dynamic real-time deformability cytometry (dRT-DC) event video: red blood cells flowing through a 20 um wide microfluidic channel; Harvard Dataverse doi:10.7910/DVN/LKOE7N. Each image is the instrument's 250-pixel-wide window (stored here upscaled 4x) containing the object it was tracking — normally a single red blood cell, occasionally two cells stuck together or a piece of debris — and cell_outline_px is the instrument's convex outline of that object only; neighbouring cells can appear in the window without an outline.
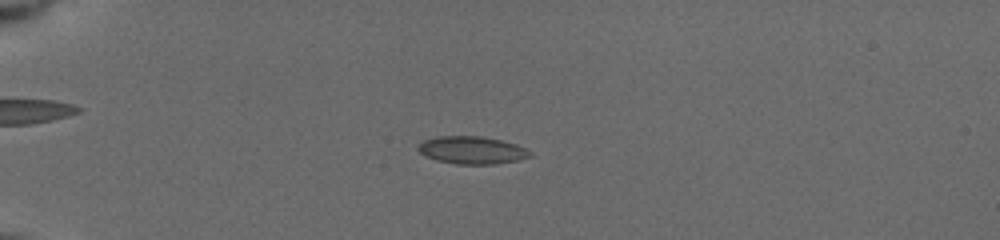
{"species": "common noctule bat (a hibernating species)", "species_latin": "Nyctalus noctula", "temperature_condition": "cold", "stored_images_in_passage": 20, "camera_frame_rate_fps": 3000, "um_per_image_px": 0.085, "animal": {"sex": "female", "body_mass_g": 19.5, "forearm_length_mm": 54.1}, "frame": {"image": 1, "passage_image": 8, "time_ms": 4.333, "image_size_px": [1000, 240], "cell_outline_px": [[532, 156], [516, 160], [496, 164], [456, 164], [436, 160], [424, 156], [416, 148], [424, 140], [436, 136], [480, 136], [500, 140], [516, 144], [532, 152]], "centroid_in_image_um": [40.09, 12.76], "position_along_channel_um": 44.9, "area_um2": 17.98}}
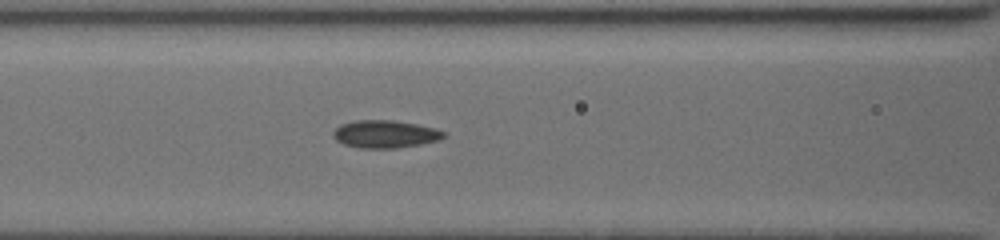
{"frame": {"image": 2, "passage_image": 13, "time_ms": 7.667, "image_size_px": [1000, 240], "cell_outline_px": [[448, 136], [440, 140], [420, 144], [396, 148], [360, 148], [344, 144], [336, 140], [332, 136], [332, 132], [340, 124], [356, 120], [392, 120], [416, 124], [436, 128], [448, 132]], "centroid_in_image_um": [32.77, 11.39], "position_along_channel_um": 133.8, "area_um2": 18.03}}
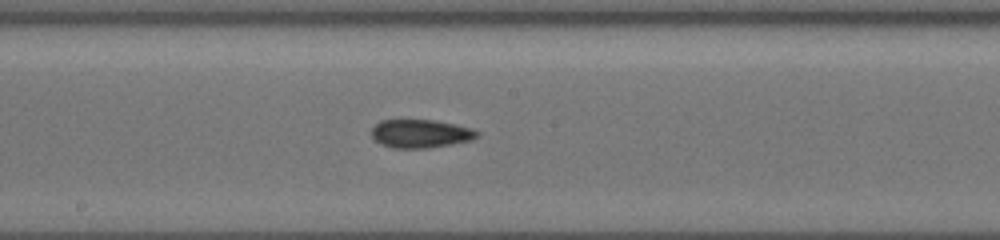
{"frame": {"image": 3, "passage_image": 19, "time_ms": 9.667, "image_size_px": [1000, 240], "cell_outline_px": [[480, 136], [472, 140], [452, 144], [428, 148], [392, 148], [380, 144], [372, 136], [372, 128], [380, 120], [436, 120], [456, 124], [472, 128], [480, 132]], "centroid_in_image_um": [35.79, 11.36], "position_along_channel_um": 212.4, "area_um2": 17.63}}